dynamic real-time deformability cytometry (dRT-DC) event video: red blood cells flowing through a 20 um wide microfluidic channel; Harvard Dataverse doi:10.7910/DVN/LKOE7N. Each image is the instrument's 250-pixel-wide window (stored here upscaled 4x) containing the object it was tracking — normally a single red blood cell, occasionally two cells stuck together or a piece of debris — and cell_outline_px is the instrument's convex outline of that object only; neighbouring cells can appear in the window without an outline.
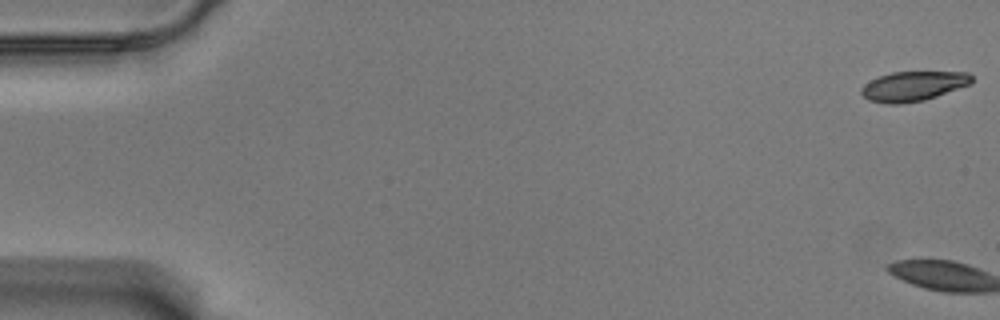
{"species": "Egyptian fruit bat (a non-hibernating species)", "species_latin": "Rousettus aegyptiacus", "temperature_condition": "warm", "stored_images_in_passage": 3, "camera_frame_rate_fps": 3000, "um_per_image_px": 0.085, "animal": {"sex": "male"}, "frame": {"image": 1, "passage_image": 1, "time_ms": 0.0, "image_size_px": [1000, 320], "cell_outline_px": [[972, 84], [924, 100], [900, 104], [888, 104], [868, 100], [860, 92], [860, 88], [864, 84], [880, 76], [892, 72], [968, 72], [972, 76]], "centroid_in_image_um": [77.62, 7.32], "position_along_channel_um": 7.4, "area_um2": 19.07}}